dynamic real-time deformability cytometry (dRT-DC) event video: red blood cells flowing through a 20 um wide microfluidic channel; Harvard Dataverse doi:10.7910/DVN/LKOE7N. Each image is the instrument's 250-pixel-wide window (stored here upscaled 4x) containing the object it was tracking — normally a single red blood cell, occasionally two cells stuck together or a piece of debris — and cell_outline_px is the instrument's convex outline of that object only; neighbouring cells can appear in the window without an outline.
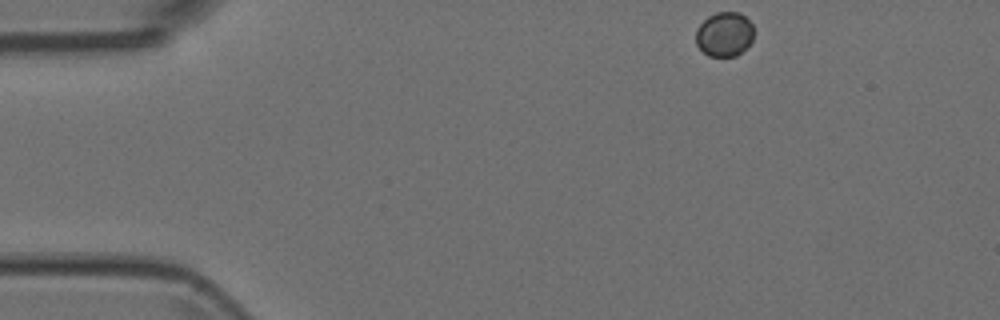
{"species": "Egyptian fruit bat (a non-hibernating species)", "species_latin": "Rousettus aegyptiacus", "temperature_condition": "room temperature", "stored_images_in_passage": 47, "camera_frame_rate_fps": 3000, "um_per_image_px": 0.085, "animal": {"sex": "female"}, "frame": {"image": 1, "passage_image": 1, "time_ms": 0.0, "image_size_px": [1000, 320], "cell_outline_px": [[752, 40], [736, 56], [708, 56], [696, 44], [696, 28], [708, 16], [716, 12], [740, 12], [752, 24]], "centroid_in_image_um": [61.54, 2.9], "position_along_channel_um": 23.5, "area_um2": 14.85}}
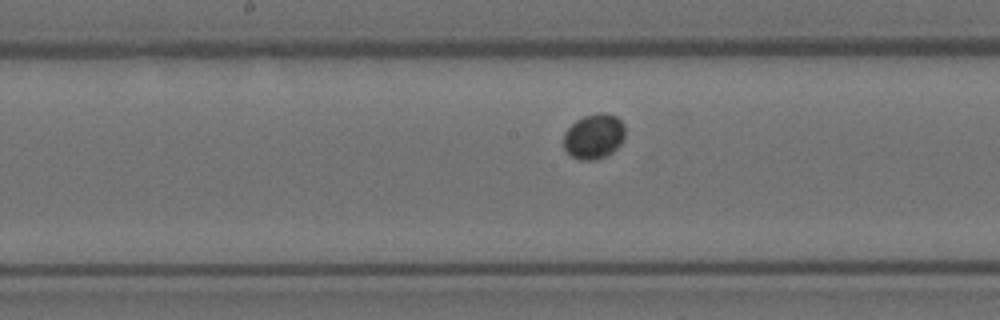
{"frame": {"image": 2, "passage_image": 21, "time_ms": 6.667, "image_size_px": [1000, 320], "cell_outline_px": [[624, 136], [620, 144], [612, 152], [596, 160], [580, 160], [572, 156], [564, 148], [564, 132], [576, 120], [584, 116], [600, 112], [604, 112], [616, 116], [624, 124]], "centroid_in_image_um": [50.48, 11.58], "position_along_channel_um": 197.7, "area_um2": 16.07}}
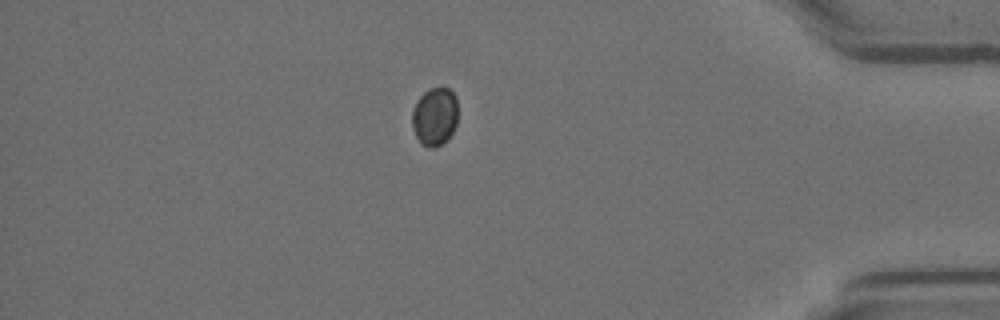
{"frame": {"image": 3, "passage_image": 40, "time_ms": 13.0, "image_size_px": [1000, 320], "cell_outline_px": [[456, 124], [452, 132], [436, 148], [428, 148], [420, 144], [412, 128], [412, 108], [416, 100], [428, 88], [448, 88], [456, 96]], "centroid_in_image_um": [36.91, 9.9], "position_along_channel_um": 398.3, "area_um2": 15.55}}